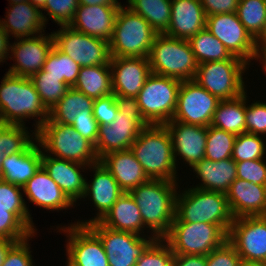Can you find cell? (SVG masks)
<instances>
[{"mask_svg":"<svg viewBox=\"0 0 266 266\" xmlns=\"http://www.w3.org/2000/svg\"><path fill=\"white\" fill-rule=\"evenodd\" d=\"M178 182L149 179L128 192L138 205L145 228L155 238H164L175 217Z\"/></svg>","mask_w":266,"mask_h":266,"instance_id":"cell-1","label":"cell"},{"mask_svg":"<svg viewBox=\"0 0 266 266\" xmlns=\"http://www.w3.org/2000/svg\"><path fill=\"white\" fill-rule=\"evenodd\" d=\"M0 84V113L5 124L25 126L26 118L36 120L34 132L49 118V111L30 78L7 73Z\"/></svg>","mask_w":266,"mask_h":266,"instance_id":"cell-2","label":"cell"},{"mask_svg":"<svg viewBox=\"0 0 266 266\" xmlns=\"http://www.w3.org/2000/svg\"><path fill=\"white\" fill-rule=\"evenodd\" d=\"M130 150L149 179L177 182L172 141L164 125H150L144 128Z\"/></svg>","mask_w":266,"mask_h":266,"instance_id":"cell-3","label":"cell"},{"mask_svg":"<svg viewBox=\"0 0 266 266\" xmlns=\"http://www.w3.org/2000/svg\"><path fill=\"white\" fill-rule=\"evenodd\" d=\"M233 220L224 193L195 187L185 189L180 194L176 193L173 221L220 225L228 233Z\"/></svg>","mask_w":266,"mask_h":266,"instance_id":"cell-4","label":"cell"},{"mask_svg":"<svg viewBox=\"0 0 266 266\" xmlns=\"http://www.w3.org/2000/svg\"><path fill=\"white\" fill-rule=\"evenodd\" d=\"M153 74L177 80H193L198 68L188 40L157 34L148 56Z\"/></svg>","mask_w":266,"mask_h":266,"instance_id":"cell-5","label":"cell"},{"mask_svg":"<svg viewBox=\"0 0 266 266\" xmlns=\"http://www.w3.org/2000/svg\"><path fill=\"white\" fill-rule=\"evenodd\" d=\"M36 140L47 155L93 165L99 162L94 145L71 125L52 122L49 118L36 132Z\"/></svg>","mask_w":266,"mask_h":266,"instance_id":"cell-6","label":"cell"},{"mask_svg":"<svg viewBox=\"0 0 266 266\" xmlns=\"http://www.w3.org/2000/svg\"><path fill=\"white\" fill-rule=\"evenodd\" d=\"M157 34L142 16L122 5L109 41L111 57L148 58Z\"/></svg>","mask_w":266,"mask_h":266,"instance_id":"cell-7","label":"cell"},{"mask_svg":"<svg viewBox=\"0 0 266 266\" xmlns=\"http://www.w3.org/2000/svg\"><path fill=\"white\" fill-rule=\"evenodd\" d=\"M227 238L228 233L220 225L173 221L163 239L175 255H208Z\"/></svg>","mask_w":266,"mask_h":266,"instance_id":"cell-8","label":"cell"},{"mask_svg":"<svg viewBox=\"0 0 266 266\" xmlns=\"http://www.w3.org/2000/svg\"><path fill=\"white\" fill-rule=\"evenodd\" d=\"M181 81L151 73L136 99L144 119L150 125H165L172 120Z\"/></svg>","mask_w":266,"mask_h":266,"instance_id":"cell-9","label":"cell"},{"mask_svg":"<svg viewBox=\"0 0 266 266\" xmlns=\"http://www.w3.org/2000/svg\"><path fill=\"white\" fill-rule=\"evenodd\" d=\"M248 68L242 59L201 63L193 80L219 100H230L247 92L242 76Z\"/></svg>","mask_w":266,"mask_h":266,"instance_id":"cell-10","label":"cell"},{"mask_svg":"<svg viewBox=\"0 0 266 266\" xmlns=\"http://www.w3.org/2000/svg\"><path fill=\"white\" fill-rule=\"evenodd\" d=\"M59 29L52 33L54 45L81 67L110 63L108 41L76 31L70 26H61Z\"/></svg>","mask_w":266,"mask_h":266,"instance_id":"cell-11","label":"cell"},{"mask_svg":"<svg viewBox=\"0 0 266 266\" xmlns=\"http://www.w3.org/2000/svg\"><path fill=\"white\" fill-rule=\"evenodd\" d=\"M101 240L109 266H135L146 248L156 239L131 232L115 231L99 221L87 225Z\"/></svg>","mask_w":266,"mask_h":266,"instance_id":"cell-12","label":"cell"},{"mask_svg":"<svg viewBox=\"0 0 266 266\" xmlns=\"http://www.w3.org/2000/svg\"><path fill=\"white\" fill-rule=\"evenodd\" d=\"M219 101L194 80L182 81L172 120L208 127Z\"/></svg>","mask_w":266,"mask_h":266,"instance_id":"cell-13","label":"cell"},{"mask_svg":"<svg viewBox=\"0 0 266 266\" xmlns=\"http://www.w3.org/2000/svg\"><path fill=\"white\" fill-rule=\"evenodd\" d=\"M205 28L236 57L250 65L256 59L255 39L240 22L236 12L206 16Z\"/></svg>","mask_w":266,"mask_h":266,"instance_id":"cell-14","label":"cell"},{"mask_svg":"<svg viewBox=\"0 0 266 266\" xmlns=\"http://www.w3.org/2000/svg\"><path fill=\"white\" fill-rule=\"evenodd\" d=\"M227 240L242 260L266 262V216L235 218Z\"/></svg>","mask_w":266,"mask_h":266,"instance_id":"cell-15","label":"cell"},{"mask_svg":"<svg viewBox=\"0 0 266 266\" xmlns=\"http://www.w3.org/2000/svg\"><path fill=\"white\" fill-rule=\"evenodd\" d=\"M60 227L66 236V266H109L100 238L87 226L70 224Z\"/></svg>","mask_w":266,"mask_h":266,"instance_id":"cell-16","label":"cell"},{"mask_svg":"<svg viewBox=\"0 0 266 266\" xmlns=\"http://www.w3.org/2000/svg\"><path fill=\"white\" fill-rule=\"evenodd\" d=\"M148 126L150 124L144 117H131L118 112L113 123L99 126L94 146L98 159L110 152L130 149L140 132Z\"/></svg>","mask_w":266,"mask_h":266,"instance_id":"cell-17","label":"cell"},{"mask_svg":"<svg viewBox=\"0 0 266 266\" xmlns=\"http://www.w3.org/2000/svg\"><path fill=\"white\" fill-rule=\"evenodd\" d=\"M54 46V38L51 34L41 33L30 38H20L16 42L10 44L8 56L10 59L14 57L13 64L7 73L30 78L32 75L42 70L47 56ZM13 56V57H11Z\"/></svg>","mask_w":266,"mask_h":266,"instance_id":"cell-18","label":"cell"},{"mask_svg":"<svg viewBox=\"0 0 266 266\" xmlns=\"http://www.w3.org/2000/svg\"><path fill=\"white\" fill-rule=\"evenodd\" d=\"M112 92L114 95L136 98L151 74L148 58L111 57Z\"/></svg>","mask_w":266,"mask_h":266,"instance_id":"cell-19","label":"cell"},{"mask_svg":"<svg viewBox=\"0 0 266 266\" xmlns=\"http://www.w3.org/2000/svg\"><path fill=\"white\" fill-rule=\"evenodd\" d=\"M170 134L174 158L177 156L191 168L205 158L207 127L170 120L164 125ZM187 162V163H186Z\"/></svg>","mask_w":266,"mask_h":266,"instance_id":"cell-20","label":"cell"},{"mask_svg":"<svg viewBox=\"0 0 266 266\" xmlns=\"http://www.w3.org/2000/svg\"><path fill=\"white\" fill-rule=\"evenodd\" d=\"M92 169L95 173L93 179L85 184V193L83 198H92L94 207L97 209V216L92 219L84 221H77L74 224L88 225L93 222L100 221L111 207L115 204L117 199L124 193L118 182L112 174L99 161L96 164L90 165L88 169Z\"/></svg>","mask_w":266,"mask_h":266,"instance_id":"cell-21","label":"cell"},{"mask_svg":"<svg viewBox=\"0 0 266 266\" xmlns=\"http://www.w3.org/2000/svg\"><path fill=\"white\" fill-rule=\"evenodd\" d=\"M121 6L79 5L69 26L89 36L110 41Z\"/></svg>","mask_w":266,"mask_h":266,"instance_id":"cell-22","label":"cell"},{"mask_svg":"<svg viewBox=\"0 0 266 266\" xmlns=\"http://www.w3.org/2000/svg\"><path fill=\"white\" fill-rule=\"evenodd\" d=\"M42 167L73 203L83 198L86 178L80 170L83 169L84 172L88 165L56 158L43 152Z\"/></svg>","mask_w":266,"mask_h":266,"instance_id":"cell-23","label":"cell"},{"mask_svg":"<svg viewBox=\"0 0 266 266\" xmlns=\"http://www.w3.org/2000/svg\"><path fill=\"white\" fill-rule=\"evenodd\" d=\"M233 218L266 216V185L236 178L226 193Z\"/></svg>","mask_w":266,"mask_h":266,"instance_id":"cell-24","label":"cell"},{"mask_svg":"<svg viewBox=\"0 0 266 266\" xmlns=\"http://www.w3.org/2000/svg\"><path fill=\"white\" fill-rule=\"evenodd\" d=\"M9 6L10 9L6 12L7 19H0L2 29L9 37L12 35L16 40L30 38L45 31L47 17L29 1L9 4Z\"/></svg>","mask_w":266,"mask_h":266,"instance_id":"cell-25","label":"cell"},{"mask_svg":"<svg viewBox=\"0 0 266 266\" xmlns=\"http://www.w3.org/2000/svg\"><path fill=\"white\" fill-rule=\"evenodd\" d=\"M206 15L200 0H171L170 37L189 40L205 28Z\"/></svg>","mask_w":266,"mask_h":266,"instance_id":"cell-26","label":"cell"},{"mask_svg":"<svg viewBox=\"0 0 266 266\" xmlns=\"http://www.w3.org/2000/svg\"><path fill=\"white\" fill-rule=\"evenodd\" d=\"M23 192L30 202L50 211L67 210L75 205L42 166L23 186Z\"/></svg>","mask_w":266,"mask_h":266,"instance_id":"cell-27","label":"cell"},{"mask_svg":"<svg viewBox=\"0 0 266 266\" xmlns=\"http://www.w3.org/2000/svg\"><path fill=\"white\" fill-rule=\"evenodd\" d=\"M124 192H130L149 180L134 153L128 149L106 154L99 160Z\"/></svg>","mask_w":266,"mask_h":266,"instance_id":"cell-28","label":"cell"},{"mask_svg":"<svg viewBox=\"0 0 266 266\" xmlns=\"http://www.w3.org/2000/svg\"><path fill=\"white\" fill-rule=\"evenodd\" d=\"M37 140L25 151L2 157L3 181L23 187L42 166V148Z\"/></svg>","mask_w":266,"mask_h":266,"instance_id":"cell-29","label":"cell"},{"mask_svg":"<svg viewBox=\"0 0 266 266\" xmlns=\"http://www.w3.org/2000/svg\"><path fill=\"white\" fill-rule=\"evenodd\" d=\"M195 172L202 183L196 185L206 191H215L226 194L230 185L237 178L236 162L232 158L223 159L220 161H212L203 158L200 162L196 163L193 167Z\"/></svg>","mask_w":266,"mask_h":266,"instance_id":"cell-30","label":"cell"},{"mask_svg":"<svg viewBox=\"0 0 266 266\" xmlns=\"http://www.w3.org/2000/svg\"><path fill=\"white\" fill-rule=\"evenodd\" d=\"M103 226L115 230L144 235V223L138 205L132 196L124 192L99 221ZM143 233V234H142Z\"/></svg>","mask_w":266,"mask_h":266,"instance_id":"cell-31","label":"cell"},{"mask_svg":"<svg viewBox=\"0 0 266 266\" xmlns=\"http://www.w3.org/2000/svg\"><path fill=\"white\" fill-rule=\"evenodd\" d=\"M93 102V98L74 87H70L67 93L49 111V119L55 123L72 125L77 118L94 117Z\"/></svg>","mask_w":266,"mask_h":266,"instance_id":"cell-32","label":"cell"},{"mask_svg":"<svg viewBox=\"0 0 266 266\" xmlns=\"http://www.w3.org/2000/svg\"><path fill=\"white\" fill-rule=\"evenodd\" d=\"M247 93L238 98L220 100L214 112L211 126L240 135L246 133Z\"/></svg>","mask_w":266,"mask_h":266,"instance_id":"cell-33","label":"cell"},{"mask_svg":"<svg viewBox=\"0 0 266 266\" xmlns=\"http://www.w3.org/2000/svg\"><path fill=\"white\" fill-rule=\"evenodd\" d=\"M73 87L93 99L112 94L110 63L107 65L80 67Z\"/></svg>","mask_w":266,"mask_h":266,"instance_id":"cell-34","label":"cell"},{"mask_svg":"<svg viewBox=\"0 0 266 266\" xmlns=\"http://www.w3.org/2000/svg\"><path fill=\"white\" fill-rule=\"evenodd\" d=\"M188 41L198 64L228 59H241L233 56L223 43L214 37L206 28L199 31Z\"/></svg>","mask_w":266,"mask_h":266,"instance_id":"cell-35","label":"cell"},{"mask_svg":"<svg viewBox=\"0 0 266 266\" xmlns=\"http://www.w3.org/2000/svg\"><path fill=\"white\" fill-rule=\"evenodd\" d=\"M127 5L158 33L164 34L171 19V0H130Z\"/></svg>","mask_w":266,"mask_h":266,"instance_id":"cell-36","label":"cell"},{"mask_svg":"<svg viewBox=\"0 0 266 266\" xmlns=\"http://www.w3.org/2000/svg\"><path fill=\"white\" fill-rule=\"evenodd\" d=\"M80 65L73 61L67 54L61 52L55 45L47 56L42 70L48 76L59 77L69 87H73L77 80Z\"/></svg>","mask_w":266,"mask_h":266,"instance_id":"cell-37","label":"cell"},{"mask_svg":"<svg viewBox=\"0 0 266 266\" xmlns=\"http://www.w3.org/2000/svg\"><path fill=\"white\" fill-rule=\"evenodd\" d=\"M27 129L26 126L12 124H4L0 128L1 158L25 151L36 140V133L30 135Z\"/></svg>","mask_w":266,"mask_h":266,"instance_id":"cell-38","label":"cell"},{"mask_svg":"<svg viewBox=\"0 0 266 266\" xmlns=\"http://www.w3.org/2000/svg\"><path fill=\"white\" fill-rule=\"evenodd\" d=\"M30 80L48 111L53 109L70 88L65 82H61L59 77L48 76L43 70L32 75Z\"/></svg>","mask_w":266,"mask_h":266,"instance_id":"cell-39","label":"cell"},{"mask_svg":"<svg viewBox=\"0 0 266 266\" xmlns=\"http://www.w3.org/2000/svg\"><path fill=\"white\" fill-rule=\"evenodd\" d=\"M21 191H23V187L1 181L0 206H12V213L35 234L37 229L34 226L31 214Z\"/></svg>","mask_w":266,"mask_h":266,"instance_id":"cell-40","label":"cell"},{"mask_svg":"<svg viewBox=\"0 0 266 266\" xmlns=\"http://www.w3.org/2000/svg\"><path fill=\"white\" fill-rule=\"evenodd\" d=\"M236 14L255 39L262 31L266 20V0H239Z\"/></svg>","mask_w":266,"mask_h":266,"instance_id":"cell-41","label":"cell"},{"mask_svg":"<svg viewBox=\"0 0 266 266\" xmlns=\"http://www.w3.org/2000/svg\"><path fill=\"white\" fill-rule=\"evenodd\" d=\"M235 138V134L209 125L207 127L205 158L215 162L231 158Z\"/></svg>","mask_w":266,"mask_h":266,"instance_id":"cell-42","label":"cell"},{"mask_svg":"<svg viewBox=\"0 0 266 266\" xmlns=\"http://www.w3.org/2000/svg\"><path fill=\"white\" fill-rule=\"evenodd\" d=\"M265 151L264 139L260 135L246 132L236 135L231 158L235 162L261 159L265 158Z\"/></svg>","mask_w":266,"mask_h":266,"instance_id":"cell-43","label":"cell"},{"mask_svg":"<svg viewBox=\"0 0 266 266\" xmlns=\"http://www.w3.org/2000/svg\"><path fill=\"white\" fill-rule=\"evenodd\" d=\"M33 236L34 233L12 213V206H0V239L20 242Z\"/></svg>","mask_w":266,"mask_h":266,"instance_id":"cell-44","label":"cell"},{"mask_svg":"<svg viewBox=\"0 0 266 266\" xmlns=\"http://www.w3.org/2000/svg\"><path fill=\"white\" fill-rule=\"evenodd\" d=\"M174 253L163 238H156L137 260L135 266H172Z\"/></svg>","mask_w":266,"mask_h":266,"instance_id":"cell-45","label":"cell"},{"mask_svg":"<svg viewBox=\"0 0 266 266\" xmlns=\"http://www.w3.org/2000/svg\"><path fill=\"white\" fill-rule=\"evenodd\" d=\"M78 6V0H46L41 11H47L49 18L59 26H69Z\"/></svg>","mask_w":266,"mask_h":266,"instance_id":"cell-46","label":"cell"},{"mask_svg":"<svg viewBox=\"0 0 266 266\" xmlns=\"http://www.w3.org/2000/svg\"><path fill=\"white\" fill-rule=\"evenodd\" d=\"M237 178L254 184L266 185V162L264 158L236 162Z\"/></svg>","mask_w":266,"mask_h":266,"instance_id":"cell-47","label":"cell"},{"mask_svg":"<svg viewBox=\"0 0 266 266\" xmlns=\"http://www.w3.org/2000/svg\"><path fill=\"white\" fill-rule=\"evenodd\" d=\"M246 104V132L264 137L266 134V103Z\"/></svg>","mask_w":266,"mask_h":266,"instance_id":"cell-48","label":"cell"},{"mask_svg":"<svg viewBox=\"0 0 266 266\" xmlns=\"http://www.w3.org/2000/svg\"><path fill=\"white\" fill-rule=\"evenodd\" d=\"M241 260L235 247L226 240L207 255L206 266H239Z\"/></svg>","mask_w":266,"mask_h":266,"instance_id":"cell-49","label":"cell"},{"mask_svg":"<svg viewBox=\"0 0 266 266\" xmlns=\"http://www.w3.org/2000/svg\"><path fill=\"white\" fill-rule=\"evenodd\" d=\"M92 112L99 126L113 123L119 112L115 102V95L112 93L108 96L94 99Z\"/></svg>","mask_w":266,"mask_h":266,"instance_id":"cell-50","label":"cell"},{"mask_svg":"<svg viewBox=\"0 0 266 266\" xmlns=\"http://www.w3.org/2000/svg\"><path fill=\"white\" fill-rule=\"evenodd\" d=\"M29 238L17 242L7 253L1 266H35L29 246Z\"/></svg>","mask_w":266,"mask_h":266,"instance_id":"cell-51","label":"cell"},{"mask_svg":"<svg viewBox=\"0 0 266 266\" xmlns=\"http://www.w3.org/2000/svg\"><path fill=\"white\" fill-rule=\"evenodd\" d=\"M71 126L82 137L89 140L95 146L98 137L99 125L94 117L77 118Z\"/></svg>","mask_w":266,"mask_h":266,"instance_id":"cell-52","label":"cell"},{"mask_svg":"<svg viewBox=\"0 0 266 266\" xmlns=\"http://www.w3.org/2000/svg\"><path fill=\"white\" fill-rule=\"evenodd\" d=\"M206 16L234 13L239 0H200Z\"/></svg>","mask_w":266,"mask_h":266,"instance_id":"cell-53","label":"cell"},{"mask_svg":"<svg viewBox=\"0 0 266 266\" xmlns=\"http://www.w3.org/2000/svg\"><path fill=\"white\" fill-rule=\"evenodd\" d=\"M115 102L121 114L131 115V117H143L136 98L115 95Z\"/></svg>","mask_w":266,"mask_h":266,"instance_id":"cell-54","label":"cell"},{"mask_svg":"<svg viewBox=\"0 0 266 266\" xmlns=\"http://www.w3.org/2000/svg\"><path fill=\"white\" fill-rule=\"evenodd\" d=\"M207 255H175L172 266H206Z\"/></svg>","mask_w":266,"mask_h":266,"instance_id":"cell-55","label":"cell"},{"mask_svg":"<svg viewBox=\"0 0 266 266\" xmlns=\"http://www.w3.org/2000/svg\"><path fill=\"white\" fill-rule=\"evenodd\" d=\"M8 34L2 29L0 25V63L5 62L9 56L10 41Z\"/></svg>","mask_w":266,"mask_h":266,"instance_id":"cell-56","label":"cell"},{"mask_svg":"<svg viewBox=\"0 0 266 266\" xmlns=\"http://www.w3.org/2000/svg\"><path fill=\"white\" fill-rule=\"evenodd\" d=\"M15 240L0 239V266L3 264L8 251L16 244Z\"/></svg>","mask_w":266,"mask_h":266,"instance_id":"cell-57","label":"cell"},{"mask_svg":"<svg viewBox=\"0 0 266 266\" xmlns=\"http://www.w3.org/2000/svg\"><path fill=\"white\" fill-rule=\"evenodd\" d=\"M79 5H107V6H122L118 0H78Z\"/></svg>","mask_w":266,"mask_h":266,"instance_id":"cell-58","label":"cell"},{"mask_svg":"<svg viewBox=\"0 0 266 266\" xmlns=\"http://www.w3.org/2000/svg\"><path fill=\"white\" fill-rule=\"evenodd\" d=\"M255 47H256L257 53H259L260 51L266 50V20L262 28V31L255 38Z\"/></svg>","mask_w":266,"mask_h":266,"instance_id":"cell-59","label":"cell"},{"mask_svg":"<svg viewBox=\"0 0 266 266\" xmlns=\"http://www.w3.org/2000/svg\"><path fill=\"white\" fill-rule=\"evenodd\" d=\"M260 59V60H259ZM255 60H259V61H261L262 60V66H263V69H264V71L263 72H265L266 73V50H263V51H260L259 53H257V56H256V59Z\"/></svg>","mask_w":266,"mask_h":266,"instance_id":"cell-60","label":"cell"},{"mask_svg":"<svg viewBox=\"0 0 266 266\" xmlns=\"http://www.w3.org/2000/svg\"><path fill=\"white\" fill-rule=\"evenodd\" d=\"M239 266H266V262H256V261L241 260Z\"/></svg>","mask_w":266,"mask_h":266,"instance_id":"cell-61","label":"cell"},{"mask_svg":"<svg viewBox=\"0 0 266 266\" xmlns=\"http://www.w3.org/2000/svg\"><path fill=\"white\" fill-rule=\"evenodd\" d=\"M31 4H33L38 9L42 10L45 6L46 0H28Z\"/></svg>","mask_w":266,"mask_h":266,"instance_id":"cell-62","label":"cell"},{"mask_svg":"<svg viewBox=\"0 0 266 266\" xmlns=\"http://www.w3.org/2000/svg\"><path fill=\"white\" fill-rule=\"evenodd\" d=\"M3 181L2 158L0 157V182Z\"/></svg>","mask_w":266,"mask_h":266,"instance_id":"cell-63","label":"cell"},{"mask_svg":"<svg viewBox=\"0 0 266 266\" xmlns=\"http://www.w3.org/2000/svg\"><path fill=\"white\" fill-rule=\"evenodd\" d=\"M25 1H28V0H9V2H11L10 4H18L21 2H25Z\"/></svg>","mask_w":266,"mask_h":266,"instance_id":"cell-64","label":"cell"},{"mask_svg":"<svg viewBox=\"0 0 266 266\" xmlns=\"http://www.w3.org/2000/svg\"><path fill=\"white\" fill-rule=\"evenodd\" d=\"M5 123L2 120L1 113H0V128L4 125Z\"/></svg>","mask_w":266,"mask_h":266,"instance_id":"cell-65","label":"cell"}]
</instances>
